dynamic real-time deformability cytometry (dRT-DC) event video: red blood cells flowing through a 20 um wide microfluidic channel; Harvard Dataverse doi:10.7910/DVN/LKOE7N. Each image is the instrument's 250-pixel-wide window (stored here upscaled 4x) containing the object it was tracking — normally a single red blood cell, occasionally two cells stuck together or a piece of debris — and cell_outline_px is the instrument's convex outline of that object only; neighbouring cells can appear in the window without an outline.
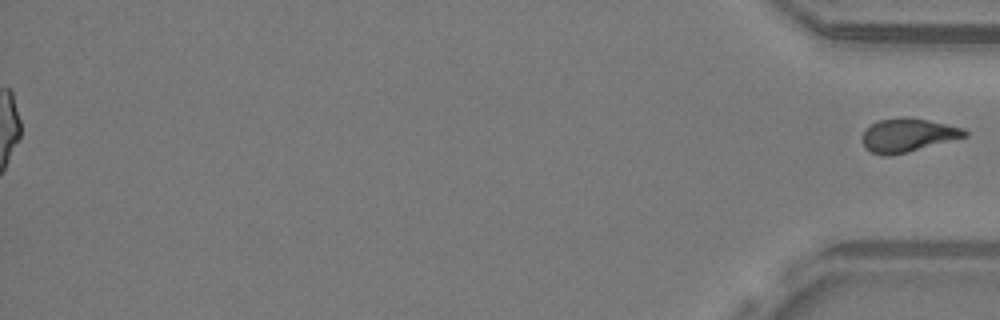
{"species": "common noctule bat (a hibernating species)", "species_latin": "Nyctalus noctula", "temperature_condition": "warm", "stored_images_in_passage": 39, "segment_of_instrument_passage": [2, 2], "camera_frame_rate_fps": 3000, "um_per_image_px": 0.085, "animal": {"sex": "male", "body_mass_g": 19.2, "forearm_length_mm": 51.8}, "frame": {"image": 1, "passage_image": 39, "time_ms": 12.667, "image_size_px": [1000, 320], "cell_outline_px": [[968, 136], [908, 152], [888, 156], [884, 156], [872, 152], [864, 148], [864, 132], [872, 124], [880, 120], [900, 116], [908, 116], [928, 120], [964, 128], [968, 132]], "centroid_in_image_um": [77.2, 11.48], "position_along_channel_um": 358.0, "area_um2": 19.94}}